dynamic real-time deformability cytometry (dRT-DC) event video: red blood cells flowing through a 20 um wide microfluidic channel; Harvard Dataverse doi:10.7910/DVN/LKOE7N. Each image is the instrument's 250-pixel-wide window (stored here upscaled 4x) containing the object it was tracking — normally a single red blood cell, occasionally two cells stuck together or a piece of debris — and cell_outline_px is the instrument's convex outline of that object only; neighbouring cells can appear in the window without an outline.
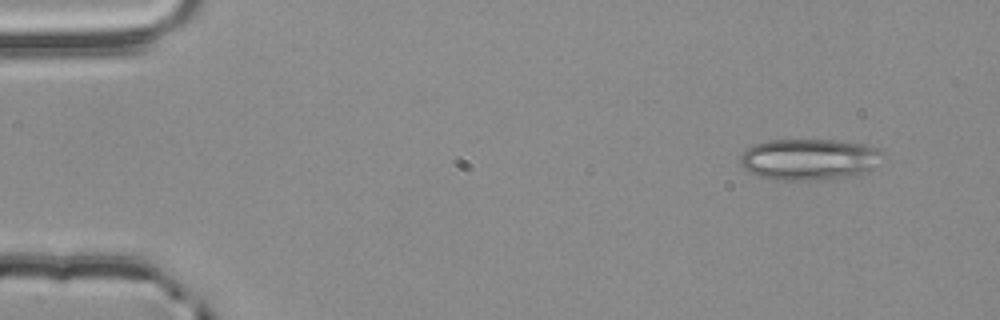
{"species": "common noctule bat (a hibernating species)", "species_latin": "Nyctalus noctula", "temperature_condition": "room temperature", "stored_images_in_passage": 50, "camera_frame_rate_fps": 3000, "um_per_image_px": 0.085, "animal": {"sex": "male", "body_mass_g": 20.4}, "frame": {"image": 1, "passage_image": 1, "time_ms": 0.0, "image_size_px": [1000, 320], "cell_outline_px": [[884, 152], [872, 168], [864, 172], [844, 176], [800, 180], [776, 180], [760, 176], [748, 172], [740, 164], [740, 156], [752, 144], [768, 140], [836, 140], [864, 144], [876, 148]], "centroid_in_image_um": [68.71, 13.52], "position_along_channel_um": 16.3, "area_um2": 33.76}}
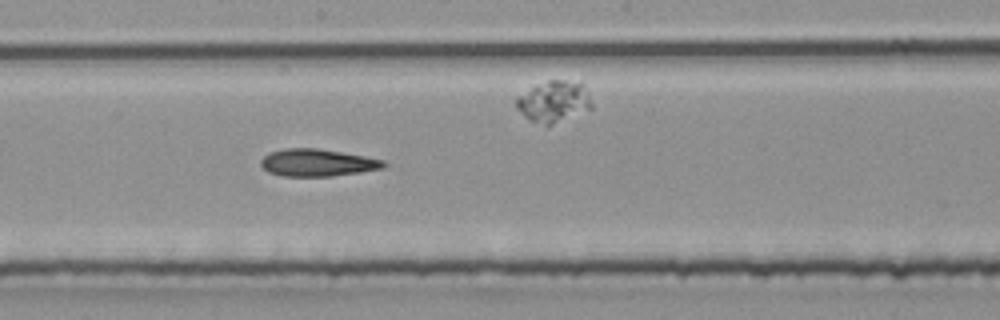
{"frame": {"image": 2, "passage_image": 26, "time_ms": 8.333, "image_size_px": [1000, 320], "cell_outline_px": [[388, 164], [384, 168], [360, 172], [332, 176], [280, 176], [268, 172], [260, 164], [260, 160], [268, 152], [284, 148], [316, 148], [364, 156], [384, 160]], "centroid_in_image_um": [26.95, 13.83], "position_along_channel_um": 221.2, "area_um2": 19.59}}
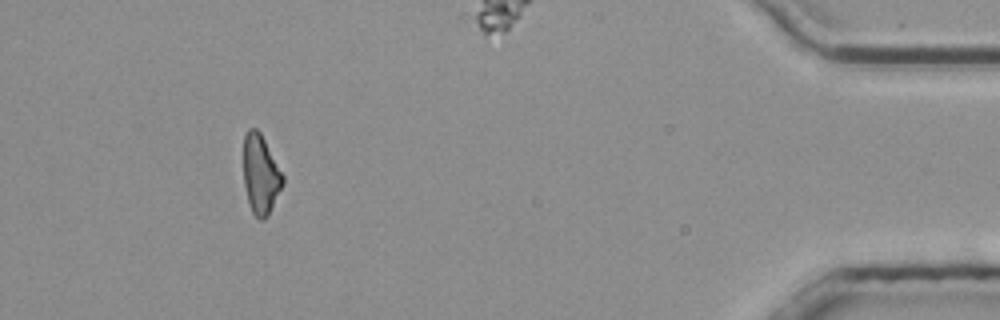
{"frame": {"image": 3, "passage_image": 46, "time_ms": 15.0, "image_size_px": [1000, 320], "cell_outline_px": [[284, 184], [268, 216], [264, 220], [260, 220], [252, 212], [248, 204], [244, 184], [244, 136], [248, 128], [256, 128], [260, 132], [284, 176]], "centroid_in_image_um": [22.16, 14.85], "position_along_channel_um": 413.0, "area_um2": 18.21}, "authors_computed_cell_mechanics": {"area_um2": 19.3919, "velocity_mm_per_s": 3.8672, "shape_relaxation_time_tau1_ms": null, "shape_relaxation_time_tau2_ms": 7.8754, "deformation_change_tau1": null, "deformation_change_tau2": 0.1986}}